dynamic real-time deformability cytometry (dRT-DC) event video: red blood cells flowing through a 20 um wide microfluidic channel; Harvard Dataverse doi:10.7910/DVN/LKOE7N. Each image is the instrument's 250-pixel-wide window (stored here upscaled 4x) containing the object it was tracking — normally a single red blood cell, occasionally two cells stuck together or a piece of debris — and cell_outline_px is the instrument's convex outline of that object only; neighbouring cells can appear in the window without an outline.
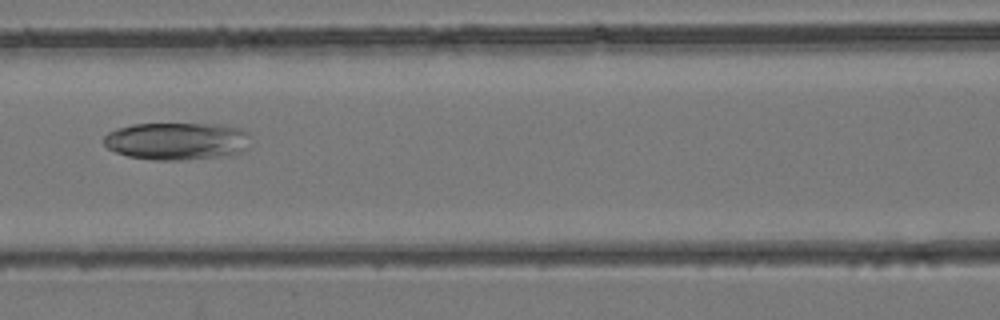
{"species": "common noctule bat (a hibernating species)", "species_latin": "Nyctalus noctula", "temperature_condition": "room temperature", "stored_images_in_passage": 5, "camera_frame_rate_fps": 3000, "um_per_image_px": 0.085, "animal": {"sex": "female", "body_mass_g": 24.6, "forearm_length_mm": 56.2}, "frame": {"image": 1, "passage_image": 5, "time_ms": 1.333, "image_size_px": [1000, 320], "cell_outline_px": [[248, 148], [240, 152], [228, 156], [184, 160], [152, 160], [128, 156], [116, 152], [108, 148], [104, 144], [104, 136], [108, 132], [116, 128], [132, 124], [224, 124], [240, 128], [244, 132]], "centroid_in_image_um": [14.99, 12.0], "position_along_channel_um": 151.6, "area_um2": 32.14}}